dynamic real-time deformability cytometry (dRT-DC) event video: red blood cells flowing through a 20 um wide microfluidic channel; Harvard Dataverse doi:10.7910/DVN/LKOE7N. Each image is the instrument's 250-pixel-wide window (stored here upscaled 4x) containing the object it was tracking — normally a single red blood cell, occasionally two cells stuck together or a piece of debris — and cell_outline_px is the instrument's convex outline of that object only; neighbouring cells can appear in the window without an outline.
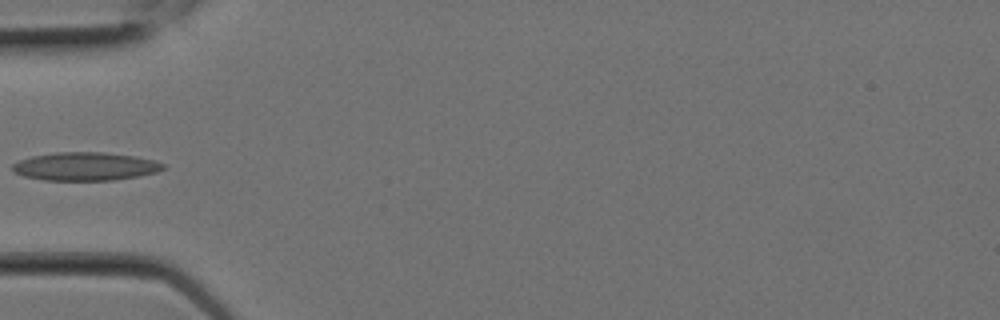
{"species": "Egyptian fruit bat (a non-hibernating species)", "species_latin": "Rousettus aegyptiacus", "temperature_condition": "room temperature", "stored_images_in_passage": 8, "camera_frame_rate_fps": 3000, "um_per_image_px": 0.085, "animal": {"sex": "female"}, "frame": {"image": 1, "passage_image": 5, "time_ms": 1.333, "image_size_px": [1000, 320], "cell_outline_px": [[164, 168], [156, 172], [140, 176], [112, 180], [44, 180], [24, 176], [12, 172], [12, 164], [20, 160], [32, 156], [56, 152], [104, 152], [136, 156], [156, 160], [164, 164]], "centroid_in_image_um": [7.25, 14.14], "position_along_channel_um": 77.7, "area_um2": 24.91}}
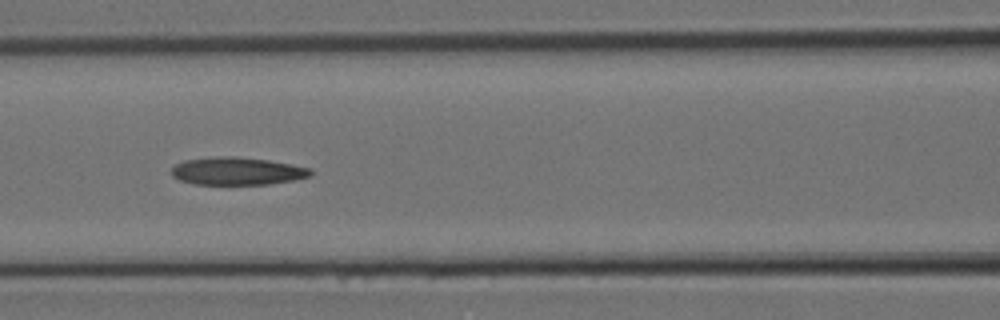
{"frame": {"image": 2, "passage_image": 7, "time_ms": 2.0, "image_size_px": [1000, 320], "cell_outline_px": [[312, 172], [308, 176], [292, 180], [268, 184], [196, 184], [180, 180], [172, 176], [172, 168], [176, 164], [184, 160], [216, 156], [236, 156], [268, 160], [292, 164], [312, 168]], "centroid_in_image_um": [20.15, 14.53], "position_along_channel_um": 146.5, "area_um2": 22.37}}
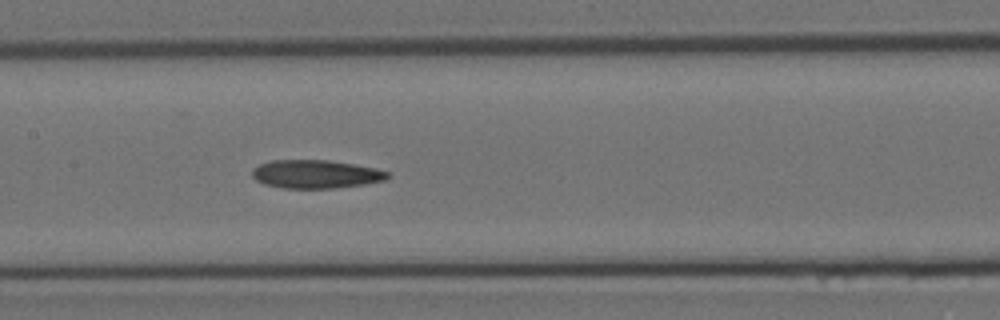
{"frame": {"image": 3, "passage_image": 8, "time_ms": 2.333, "image_size_px": [1000, 320], "cell_outline_px": [[392, 176], [384, 180], [364, 184], [332, 188], [284, 188], [264, 184], [256, 180], [252, 176], [252, 168], [260, 164], [272, 160], [328, 160], [376, 168], [392, 172]], "centroid_in_image_um": [26.86, 14.8], "position_along_channel_um": 180.5, "area_um2": 22.43}}